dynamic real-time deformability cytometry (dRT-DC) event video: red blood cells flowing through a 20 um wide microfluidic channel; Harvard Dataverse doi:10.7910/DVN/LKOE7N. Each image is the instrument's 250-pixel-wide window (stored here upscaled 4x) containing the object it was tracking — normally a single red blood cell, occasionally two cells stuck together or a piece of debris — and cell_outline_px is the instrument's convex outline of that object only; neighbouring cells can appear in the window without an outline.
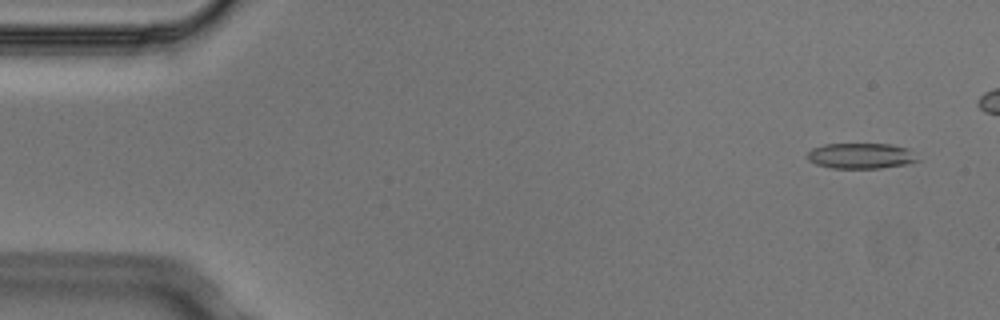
{"species": "Egyptian fruit bat (a non-hibernating species)", "species_latin": "Rousettus aegyptiacus", "temperature_condition": "cold", "stored_images_in_passage": 5, "camera_frame_rate_fps": 3000, "um_per_image_px": 0.085, "animal": {"sex": "male"}, "frame": {"image": 1, "passage_image": 1, "time_ms": 0.0, "image_size_px": [1000, 320], "cell_outline_px": [[920, 160], [904, 164], [880, 168], [832, 168], [816, 164], [808, 160], [808, 152], [812, 148], [824, 144], [892, 144], [908, 148]], "centroid_in_image_um": [73.17, 13.24], "position_along_channel_um": 11.8, "area_um2": 16.36}}
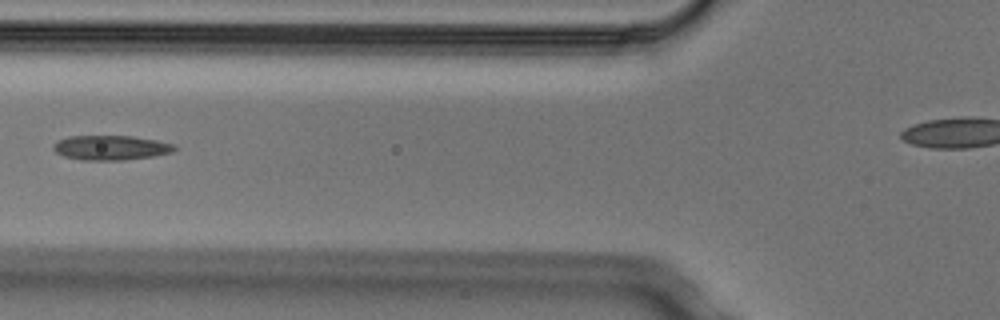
{"frame": {"image": 2, "passage_image": 5, "time_ms": 1.333, "image_size_px": [1000, 320], "cell_outline_px": [[176, 148], [172, 152], [152, 156], [124, 160], [80, 160], [64, 156], [56, 152], [52, 148], [52, 144], [56, 140], [68, 136], [132, 136], [156, 140], [172, 144]], "centroid_in_image_um": [9.35, 12.55], "position_along_channel_um": 116.5, "area_um2": 17.4}}